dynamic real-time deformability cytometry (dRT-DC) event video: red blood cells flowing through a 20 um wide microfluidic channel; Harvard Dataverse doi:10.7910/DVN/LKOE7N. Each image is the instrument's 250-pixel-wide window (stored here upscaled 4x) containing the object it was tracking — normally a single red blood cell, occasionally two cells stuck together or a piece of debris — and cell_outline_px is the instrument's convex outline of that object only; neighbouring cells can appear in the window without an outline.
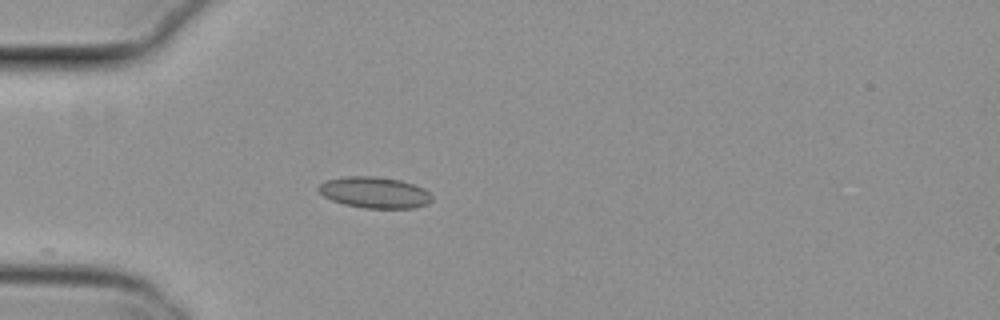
{"species": "common noctule bat (a hibernating species)", "species_latin": "Nyctalus noctula", "temperature_condition": "cold", "stored_images_in_passage": 5, "camera_frame_rate_fps": 3000, "um_per_image_px": 0.085, "animal": {"sex": "female", "body_mass_g": 29.2, "forearm_length_mm": 56.3}, "frame": {"image": 1, "passage_image": 1, "time_ms": 0.0, "image_size_px": [1000, 320], "cell_outline_px": [[432, 200], [428, 204], [416, 208], [364, 208], [344, 204], [332, 200], [324, 196], [316, 188], [324, 180], [344, 176], [376, 176], [400, 180], [424, 188], [432, 196]], "centroid_in_image_um": [31.83, 16.36], "position_along_channel_um": 53.2, "area_um2": 20.75}}
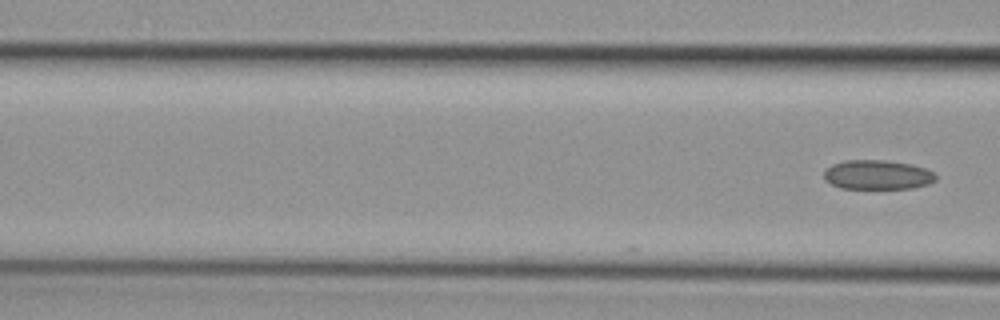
{"frame": {"image": 2, "passage_image": 5, "time_ms": 1.333, "image_size_px": [1000, 320], "cell_outline_px": [[936, 180], [928, 184], [912, 188], [840, 188], [824, 180], [824, 172], [832, 164], [844, 160], [880, 160], [908, 164], [924, 168], [932, 172], [936, 176]], "centroid_in_image_um": [74.55, 14.86], "position_along_channel_um": 92.0, "area_um2": 18.9}}